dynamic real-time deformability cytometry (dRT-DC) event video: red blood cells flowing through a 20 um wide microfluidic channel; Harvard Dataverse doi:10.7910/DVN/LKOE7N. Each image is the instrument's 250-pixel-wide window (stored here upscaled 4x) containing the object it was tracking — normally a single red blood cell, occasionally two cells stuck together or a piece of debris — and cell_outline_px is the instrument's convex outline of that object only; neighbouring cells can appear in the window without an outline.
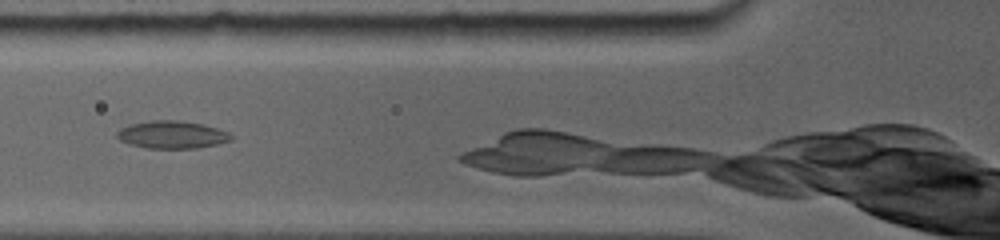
{"species": "common noctule bat (a hibernating species)", "species_latin": "Nyctalus noctula", "temperature_condition": "room temperature", "stored_images_in_passage": 7, "camera_frame_rate_fps": 5000, "um_per_image_px": 0.085, "animal": {"sex": "female", "body_mass_g": 19.0, "forearm_length_mm": 56.7}, "frame": {"image": 1, "passage_image": 4, "time_ms": 1.8, "image_size_px": [1000, 240], "cell_outline_px": [[236, 136], [232, 140], [216, 144], [196, 148], [148, 148], [128, 144], [120, 140], [116, 136], [116, 132], [120, 128], [128, 124], [148, 120], [176, 120], [204, 124], [228, 132]], "centroid_in_image_um": [14.6, 11.44], "position_along_channel_um": 111.2, "area_um2": 18.55}}